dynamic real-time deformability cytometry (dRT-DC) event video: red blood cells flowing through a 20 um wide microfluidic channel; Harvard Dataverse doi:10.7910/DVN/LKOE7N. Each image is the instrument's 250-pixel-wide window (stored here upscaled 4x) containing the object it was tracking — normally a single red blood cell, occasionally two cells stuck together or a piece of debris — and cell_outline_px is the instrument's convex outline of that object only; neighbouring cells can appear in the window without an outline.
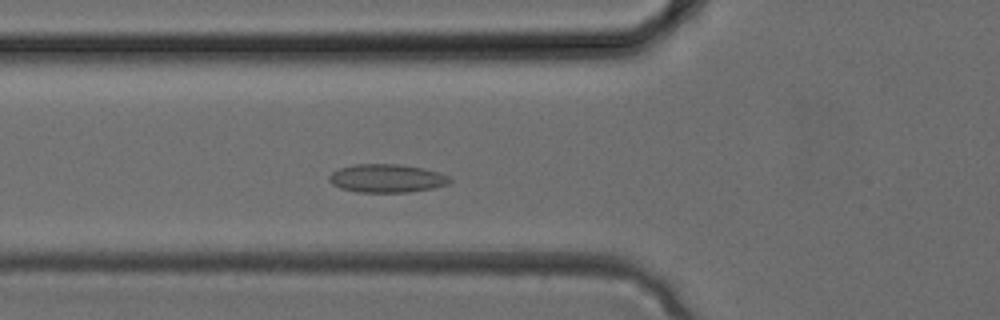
{"species": "common noctule bat (a hibernating species)", "species_latin": "Nyctalus noctula", "temperature_condition": "cold", "stored_images_in_passage": 31, "camera_frame_rate_fps": 3000, "um_per_image_px": 0.085, "animal": {"sex": "female", "body_mass_g": 24.6, "forearm_length_mm": 56.2}, "frame": {"image": 1, "passage_image": 9, "time_ms": 2.667, "image_size_px": [1000, 320], "cell_outline_px": [[452, 180], [448, 184], [432, 188], [408, 192], [356, 192], [340, 188], [332, 184], [328, 180], [328, 176], [332, 172], [340, 168], [356, 164], [400, 164], [424, 168], [440, 172], [448, 176]], "centroid_in_image_um": [32.87, 15.15], "position_along_channel_um": 92.9, "area_um2": 20.0}}
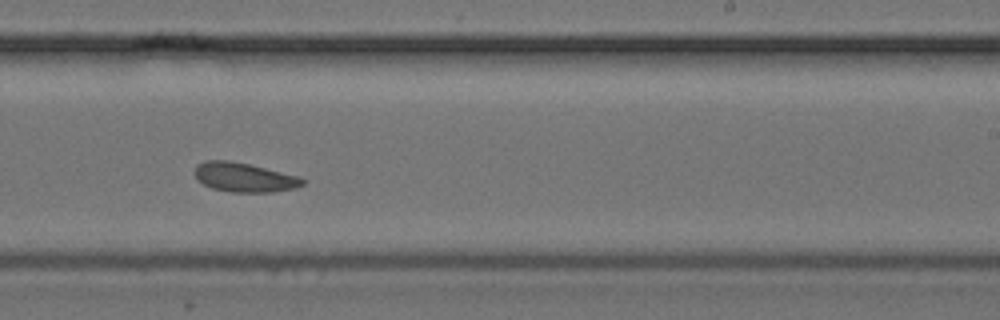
{"frame": {"image": 2, "passage_image": 18, "time_ms": 5.667, "image_size_px": [1000, 320], "cell_outline_px": [[308, 180], [304, 184], [296, 188], [272, 192], [232, 192], [212, 188], [204, 184], [196, 176], [196, 164], [204, 160], [228, 160], [248, 164], [296, 176]], "centroid_in_image_um": [20.77, 15.08], "position_along_channel_um": 268.2, "area_um2": 18.15}}
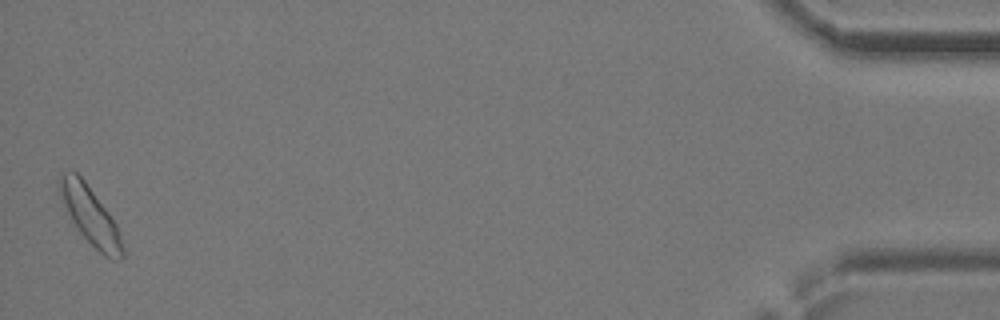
{"frame": {"image": 3, "passage_image": 31, "time_ms": 10.0, "image_size_px": [1000, 320], "cell_outline_px": [[124, 256], [120, 260], [112, 260], [104, 256], [80, 232], [72, 220], [56, 188], [56, 180], [64, 172], [76, 172], [84, 180], [108, 212], [116, 224], [124, 248]], "centroid_in_image_um": [7.66, 18.31], "position_along_channel_um": 427.5, "area_um2": 20.87}}